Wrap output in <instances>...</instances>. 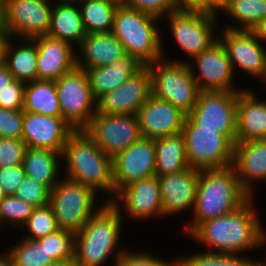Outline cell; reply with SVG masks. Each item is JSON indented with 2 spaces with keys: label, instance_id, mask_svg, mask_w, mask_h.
<instances>
[{
  "label": "cell",
  "instance_id": "6da1fadb",
  "mask_svg": "<svg viewBox=\"0 0 266 266\" xmlns=\"http://www.w3.org/2000/svg\"><path fill=\"white\" fill-rule=\"evenodd\" d=\"M255 199L250 198L232 213L201 223L189 237L216 253L246 254L260 249L266 245V229Z\"/></svg>",
  "mask_w": 266,
  "mask_h": 266
},
{
  "label": "cell",
  "instance_id": "7a4b0ae2",
  "mask_svg": "<svg viewBox=\"0 0 266 266\" xmlns=\"http://www.w3.org/2000/svg\"><path fill=\"white\" fill-rule=\"evenodd\" d=\"M63 177L103 195L104 202L115 198L112 158L106 155L84 130H74L62 152ZM105 198V199H104Z\"/></svg>",
  "mask_w": 266,
  "mask_h": 266
},
{
  "label": "cell",
  "instance_id": "3957f363",
  "mask_svg": "<svg viewBox=\"0 0 266 266\" xmlns=\"http://www.w3.org/2000/svg\"><path fill=\"white\" fill-rule=\"evenodd\" d=\"M250 198L232 166L200 170L194 209L184 233L188 237L201 223L234 212Z\"/></svg>",
  "mask_w": 266,
  "mask_h": 266
},
{
  "label": "cell",
  "instance_id": "277c9868",
  "mask_svg": "<svg viewBox=\"0 0 266 266\" xmlns=\"http://www.w3.org/2000/svg\"><path fill=\"white\" fill-rule=\"evenodd\" d=\"M123 218L110 202H104L75 234V266H104L113 256L115 266L127 249L120 246Z\"/></svg>",
  "mask_w": 266,
  "mask_h": 266
},
{
  "label": "cell",
  "instance_id": "5b68a950",
  "mask_svg": "<svg viewBox=\"0 0 266 266\" xmlns=\"http://www.w3.org/2000/svg\"><path fill=\"white\" fill-rule=\"evenodd\" d=\"M161 20L121 4L115 12L112 33L122 43L126 54L148 66L168 55L163 47Z\"/></svg>",
  "mask_w": 266,
  "mask_h": 266
},
{
  "label": "cell",
  "instance_id": "8992f818",
  "mask_svg": "<svg viewBox=\"0 0 266 266\" xmlns=\"http://www.w3.org/2000/svg\"><path fill=\"white\" fill-rule=\"evenodd\" d=\"M171 40L175 41L182 53L186 54L187 60L164 59L175 62H189L195 56L207 50L217 40L219 35V18L201 11H174L165 16ZM218 24V25H217ZM170 28V29H169ZM218 31V32H217ZM218 33V34H216Z\"/></svg>",
  "mask_w": 266,
  "mask_h": 266
},
{
  "label": "cell",
  "instance_id": "52a82bcc",
  "mask_svg": "<svg viewBox=\"0 0 266 266\" xmlns=\"http://www.w3.org/2000/svg\"><path fill=\"white\" fill-rule=\"evenodd\" d=\"M97 197L91 188L62 177L50 191L49 199L58 228L78 233L103 205V201L97 203Z\"/></svg>",
  "mask_w": 266,
  "mask_h": 266
},
{
  "label": "cell",
  "instance_id": "ba28073f",
  "mask_svg": "<svg viewBox=\"0 0 266 266\" xmlns=\"http://www.w3.org/2000/svg\"><path fill=\"white\" fill-rule=\"evenodd\" d=\"M147 67L151 75L152 94L169 101L188 115L201 92L188 63L162 58Z\"/></svg>",
  "mask_w": 266,
  "mask_h": 266
},
{
  "label": "cell",
  "instance_id": "9c48e42d",
  "mask_svg": "<svg viewBox=\"0 0 266 266\" xmlns=\"http://www.w3.org/2000/svg\"><path fill=\"white\" fill-rule=\"evenodd\" d=\"M181 133L189 168L212 170L232 166L234 144L217 130L202 129L186 117Z\"/></svg>",
  "mask_w": 266,
  "mask_h": 266
},
{
  "label": "cell",
  "instance_id": "30bf717a",
  "mask_svg": "<svg viewBox=\"0 0 266 266\" xmlns=\"http://www.w3.org/2000/svg\"><path fill=\"white\" fill-rule=\"evenodd\" d=\"M62 118L74 129L84 130L97 112L87 73L77 66L55 81Z\"/></svg>",
  "mask_w": 266,
  "mask_h": 266
},
{
  "label": "cell",
  "instance_id": "8fae6325",
  "mask_svg": "<svg viewBox=\"0 0 266 266\" xmlns=\"http://www.w3.org/2000/svg\"><path fill=\"white\" fill-rule=\"evenodd\" d=\"M238 92L201 91L187 117L198 127L217 130L236 143Z\"/></svg>",
  "mask_w": 266,
  "mask_h": 266
},
{
  "label": "cell",
  "instance_id": "7c38bea8",
  "mask_svg": "<svg viewBox=\"0 0 266 266\" xmlns=\"http://www.w3.org/2000/svg\"><path fill=\"white\" fill-rule=\"evenodd\" d=\"M53 6L47 0H2L3 26L11 38L48 35Z\"/></svg>",
  "mask_w": 266,
  "mask_h": 266
},
{
  "label": "cell",
  "instance_id": "4fadbf2b",
  "mask_svg": "<svg viewBox=\"0 0 266 266\" xmlns=\"http://www.w3.org/2000/svg\"><path fill=\"white\" fill-rule=\"evenodd\" d=\"M84 131L111 158L142 138L137 115L96 112Z\"/></svg>",
  "mask_w": 266,
  "mask_h": 266
},
{
  "label": "cell",
  "instance_id": "5bb4252c",
  "mask_svg": "<svg viewBox=\"0 0 266 266\" xmlns=\"http://www.w3.org/2000/svg\"><path fill=\"white\" fill-rule=\"evenodd\" d=\"M188 65L200 91L239 92L244 89L239 88L237 83L234 85L231 61L219 39L189 61Z\"/></svg>",
  "mask_w": 266,
  "mask_h": 266
},
{
  "label": "cell",
  "instance_id": "9a60e30c",
  "mask_svg": "<svg viewBox=\"0 0 266 266\" xmlns=\"http://www.w3.org/2000/svg\"><path fill=\"white\" fill-rule=\"evenodd\" d=\"M221 29L218 39L226 49L234 74L236 75V71L240 69L264 85L266 83V44L261 43L250 30Z\"/></svg>",
  "mask_w": 266,
  "mask_h": 266
},
{
  "label": "cell",
  "instance_id": "2e32d148",
  "mask_svg": "<svg viewBox=\"0 0 266 266\" xmlns=\"http://www.w3.org/2000/svg\"><path fill=\"white\" fill-rule=\"evenodd\" d=\"M110 203L119 211L122 217L128 216L131 220L142 221L150 218H164L160 184L157 176L132 182L120 189Z\"/></svg>",
  "mask_w": 266,
  "mask_h": 266
},
{
  "label": "cell",
  "instance_id": "e0dca14e",
  "mask_svg": "<svg viewBox=\"0 0 266 266\" xmlns=\"http://www.w3.org/2000/svg\"><path fill=\"white\" fill-rule=\"evenodd\" d=\"M155 155V140L141 138L112 158L115 195L132 182L155 176Z\"/></svg>",
  "mask_w": 266,
  "mask_h": 266
},
{
  "label": "cell",
  "instance_id": "ac0fdd59",
  "mask_svg": "<svg viewBox=\"0 0 266 266\" xmlns=\"http://www.w3.org/2000/svg\"><path fill=\"white\" fill-rule=\"evenodd\" d=\"M151 94L150 71L143 66L115 90L101 96L96 101L97 112L105 115H137Z\"/></svg>",
  "mask_w": 266,
  "mask_h": 266
},
{
  "label": "cell",
  "instance_id": "d6986e66",
  "mask_svg": "<svg viewBox=\"0 0 266 266\" xmlns=\"http://www.w3.org/2000/svg\"><path fill=\"white\" fill-rule=\"evenodd\" d=\"M137 117L142 138L155 140L181 133L187 115L169 101L151 94Z\"/></svg>",
  "mask_w": 266,
  "mask_h": 266
},
{
  "label": "cell",
  "instance_id": "ffe728a7",
  "mask_svg": "<svg viewBox=\"0 0 266 266\" xmlns=\"http://www.w3.org/2000/svg\"><path fill=\"white\" fill-rule=\"evenodd\" d=\"M74 129L62 118L23 111L22 140L28 148L50 149L62 154Z\"/></svg>",
  "mask_w": 266,
  "mask_h": 266
},
{
  "label": "cell",
  "instance_id": "44dd1931",
  "mask_svg": "<svg viewBox=\"0 0 266 266\" xmlns=\"http://www.w3.org/2000/svg\"><path fill=\"white\" fill-rule=\"evenodd\" d=\"M200 170L188 168L176 174L159 176L164 218L194 209ZM166 216V217H165Z\"/></svg>",
  "mask_w": 266,
  "mask_h": 266
},
{
  "label": "cell",
  "instance_id": "7402d4cb",
  "mask_svg": "<svg viewBox=\"0 0 266 266\" xmlns=\"http://www.w3.org/2000/svg\"><path fill=\"white\" fill-rule=\"evenodd\" d=\"M32 40L38 54L37 80L56 81L77 66V50L71 44L48 35Z\"/></svg>",
  "mask_w": 266,
  "mask_h": 266
},
{
  "label": "cell",
  "instance_id": "603a6c76",
  "mask_svg": "<svg viewBox=\"0 0 266 266\" xmlns=\"http://www.w3.org/2000/svg\"><path fill=\"white\" fill-rule=\"evenodd\" d=\"M232 167L244 191L256 197L254 182H266V139L236 142Z\"/></svg>",
  "mask_w": 266,
  "mask_h": 266
},
{
  "label": "cell",
  "instance_id": "cb8c5ba5",
  "mask_svg": "<svg viewBox=\"0 0 266 266\" xmlns=\"http://www.w3.org/2000/svg\"><path fill=\"white\" fill-rule=\"evenodd\" d=\"M250 88L238 92L236 142L266 139V100Z\"/></svg>",
  "mask_w": 266,
  "mask_h": 266
},
{
  "label": "cell",
  "instance_id": "d4e9b609",
  "mask_svg": "<svg viewBox=\"0 0 266 266\" xmlns=\"http://www.w3.org/2000/svg\"><path fill=\"white\" fill-rule=\"evenodd\" d=\"M76 50L77 67L84 70L111 65L127 55L112 32L87 34Z\"/></svg>",
  "mask_w": 266,
  "mask_h": 266
},
{
  "label": "cell",
  "instance_id": "484cf974",
  "mask_svg": "<svg viewBox=\"0 0 266 266\" xmlns=\"http://www.w3.org/2000/svg\"><path fill=\"white\" fill-rule=\"evenodd\" d=\"M142 67L141 63L127 54L111 65L85 69L94 99L97 101L104 94L115 90Z\"/></svg>",
  "mask_w": 266,
  "mask_h": 266
},
{
  "label": "cell",
  "instance_id": "4316f807",
  "mask_svg": "<svg viewBox=\"0 0 266 266\" xmlns=\"http://www.w3.org/2000/svg\"><path fill=\"white\" fill-rule=\"evenodd\" d=\"M60 161L62 155L53 150L27 148L22 166L26 176L45 185L51 191L63 177Z\"/></svg>",
  "mask_w": 266,
  "mask_h": 266
},
{
  "label": "cell",
  "instance_id": "83f0119b",
  "mask_svg": "<svg viewBox=\"0 0 266 266\" xmlns=\"http://www.w3.org/2000/svg\"><path fill=\"white\" fill-rule=\"evenodd\" d=\"M86 35L79 5L54 3L48 36L65 41L77 49Z\"/></svg>",
  "mask_w": 266,
  "mask_h": 266
},
{
  "label": "cell",
  "instance_id": "f1b7e54d",
  "mask_svg": "<svg viewBox=\"0 0 266 266\" xmlns=\"http://www.w3.org/2000/svg\"><path fill=\"white\" fill-rule=\"evenodd\" d=\"M37 59V47L32 39L9 40L5 51V65L14 79L24 83L37 80Z\"/></svg>",
  "mask_w": 266,
  "mask_h": 266
},
{
  "label": "cell",
  "instance_id": "f546056e",
  "mask_svg": "<svg viewBox=\"0 0 266 266\" xmlns=\"http://www.w3.org/2000/svg\"><path fill=\"white\" fill-rule=\"evenodd\" d=\"M155 176L179 173L189 168L182 133L155 139Z\"/></svg>",
  "mask_w": 266,
  "mask_h": 266
},
{
  "label": "cell",
  "instance_id": "4dcf8cb0",
  "mask_svg": "<svg viewBox=\"0 0 266 266\" xmlns=\"http://www.w3.org/2000/svg\"><path fill=\"white\" fill-rule=\"evenodd\" d=\"M23 111L62 117L55 81L35 80L26 83Z\"/></svg>",
  "mask_w": 266,
  "mask_h": 266
},
{
  "label": "cell",
  "instance_id": "1f68e13d",
  "mask_svg": "<svg viewBox=\"0 0 266 266\" xmlns=\"http://www.w3.org/2000/svg\"><path fill=\"white\" fill-rule=\"evenodd\" d=\"M121 4L107 0H82L79 9L87 34L112 32L116 9Z\"/></svg>",
  "mask_w": 266,
  "mask_h": 266
},
{
  "label": "cell",
  "instance_id": "d6a6232c",
  "mask_svg": "<svg viewBox=\"0 0 266 266\" xmlns=\"http://www.w3.org/2000/svg\"><path fill=\"white\" fill-rule=\"evenodd\" d=\"M234 25L224 24L221 28L229 30H250L266 17V0H231L223 11ZM238 24V25H237ZM226 25V26H225Z\"/></svg>",
  "mask_w": 266,
  "mask_h": 266
},
{
  "label": "cell",
  "instance_id": "836d02e7",
  "mask_svg": "<svg viewBox=\"0 0 266 266\" xmlns=\"http://www.w3.org/2000/svg\"><path fill=\"white\" fill-rule=\"evenodd\" d=\"M205 250L177 257L178 266H266V260L246 258L245 254L216 253L206 247Z\"/></svg>",
  "mask_w": 266,
  "mask_h": 266
},
{
  "label": "cell",
  "instance_id": "e575fe53",
  "mask_svg": "<svg viewBox=\"0 0 266 266\" xmlns=\"http://www.w3.org/2000/svg\"><path fill=\"white\" fill-rule=\"evenodd\" d=\"M16 245L6 250L10 256L13 266H47L54 262L51 256H48L44 246H41L36 240L23 238Z\"/></svg>",
  "mask_w": 266,
  "mask_h": 266
},
{
  "label": "cell",
  "instance_id": "d590c367",
  "mask_svg": "<svg viewBox=\"0 0 266 266\" xmlns=\"http://www.w3.org/2000/svg\"><path fill=\"white\" fill-rule=\"evenodd\" d=\"M36 241L44 246L48 256H51L54 261H74L75 234L73 232L59 229Z\"/></svg>",
  "mask_w": 266,
  "mask_h": 266
},
{
  "label": "cell",
  "instance_id": "8d00e7d4",
  "mask_svg": "<svg viewBox=\"0 0 266 266\" xmlns=\"http://www.w3.org/2000/svg\"><path fill=\"white\" fill-rule=\"evenodd\" d=\"M35 208L15 195H6L0 201V228L3 229L10 224V227L21 229Z\"/></svg>",
  "mask_w": 266,
  "mask_h": 266
},
{
  "label": "cell",
  "instance_id": "74e56055",
  "mask_svg": "<svg viewBox=\"0 0 266 266\" xmlns=\"http://www.w3.org/2000/svg\"><path fill=\"white\" fill-rule=\"evenodd\" d=\"M23 229H25V234L27 233V235H23V238L30 240L40 239L59 230L52 207L49 204L36 207L33 214L21 227V230Z\"/></svg>",
  "mask_w": 266,
  "mask_h": 266
},
{
  "label": "cell",
  "instance_id": "f35d334b",
  "mask_svg": "<svg viewBox=\"0 0 266 266\" xmlns=\"http://www.w3.org/2000/svg\"><path fill=\"white\" fill-rule=\"evenodd\" d=\"M166 259L159 258L146 250L133 251L128 247L118 258L115 266H178V258L170 259V261Z\"/></svg>",
  "mask_w": 266,
  "mask_h": 266
},
{
  "label": "cell",
  "instance_id": "ab89813d",
  "mask_svg": "<svg viewBox=\"0 0 266 266\" xmlns=\"http://www.w3.org/2000/svg\"><path fill=\"white\" fill-rule=\"evenodd\" d=\"M14 195L35 207H43L49 204L50 190L25 176Z\"/></svg>",
  "mask_w": 266,
  "mask_h": 266
},
{
  "label": "cell",
  "instance_id": "60d3db41",
  "mask_svg": "<svg viewBox=\"0 0 266 266\" xmlns=\"http://www.w3.org/2000/svg\"><path fill=\"white\" fill-rule=\"evenodd\" d=\"M27 148L22 139L0 138V168L21 165Z\"/></svg>",
  "mask_w": 266,
  "mask_h": 266
},
{
  "label": "cell",
  "instance_id": "b9f144b4",
  "mask_svg": "<svg viewBox=\"0 0 266 266\" xmlns=\"http://www.w3.org/2000/svg\"><path fill=\"white\" fill-rule=\"evenodd\" d=\"M122 5L163 20L169 13L176 11L173 0H123Z\"/></svg>",
  "mask_w": 266,
  "mask_h": 266
},
{
  "label": "cell",
  "instance_id": "7bdbcfd3",
  "mask_svg": "<svg viewBox=\"0 0 266 266\" xmlns=\"http://www.w3.org/2000/svg\"><path fill=\"white\" fill-rule=\"evenodd\" d=\"M23 132V110L0 108V138L21 139Z\"/></svg>",
  "mask_w": 266,
  "mask_h": 266
},
{
  "label": "cell",
  "instance_id": "ee69618b",
  "mask_svg": "<svg viewBox=\"0 0 266 266\" xmlns=\"http://www.w3.org/2000/svg\"><path fill=\"white\" fill-rule=\"evenodd\" d=\"M26 83L12 80L0 91V108L7 110H23L24 91Z\"/></svg>",
  "mask_w": 266,
  "mask_h": 266
},
{
  "label": "cell",
  "instance_id": "f6af8a7d",
  "mask_svg": "<svg viewBox=\"0 0 266 266\" xmlns=\"http://www.w3.org/2000/svg\"><path fill=\"white\" fill-rule=\"evenodd\" d=\"M22 164L13 167L0 168V185L6 195H14L25 178Z\"/></svg>",
  "mask_w": 266,
  "mask_h": 266
},
{
  "label": "cell",
  "instance_id": "bcb514c9",
  "mask_svg": "<svg viewBox=\"0 0 266 266\" xmlns=\"http://www.w3.org/2000/svg\"><path fill=\"white\" fill-rule=\"evenodd\" d=\"M176 11L205 12L206 0H173Z\"/></svg>",
  "mask_w": 266,
  "mask_h": 266
},
{
  "label": "cell",
  "instance_id": "7dc6e473",
  "mask_svg": "<svg viewBox=\"0 0 266 266\" xmlns=\"http://www.w3.org/2000/svg\"><path fill=\"white\" fill-rule=\"evenodd\" d=\"M230 2L231 0H206L205 13L219 17L218 15L223 14Z\"/></svg>",
  "mask_w": 266,
  "mask_h": 266
},
{
  "label": "cell",
  "instance_id": "c3c4849f",
  "mask_svg": "<svg viewBox=\"0 0 266 266\" xmlns=\"http://www.w3.org/2000/svg\"><path fill=\"white\" fill-rule=\"evenodd\" d=\"M250 31L263 44L266 43V17L260 20Z\"/></svg>",
  "mask_w": 266,
  "mask_h": 266
},
{
  "label": "cell",
  "instance_id": "681fc988",
  "mask_svg": "<svg viewBox=\"0 0 266 266\" xmlns=\"http://www.w3.org/2000/svg\"><path fill=\"white\" fill-rule=\"evenodd\" d=\"M10 39L11 36L5 28H0V65L5 64V51Z\"/></svg>",
  "mask_w": 266,
  "mask_h": 266
},
{
  "label": "cell",
  "instance_id": "f907efd6",
  "mask_svg": "<svg viewBox=\"0 0 266 266\" xmlns=\"http://www.w3.org/2000/svg\"><path fill=\"white\" fill-rule=\"evenodd\" d=\"M12 80H14V78L12 73L8 70V67L5 64L0 65V91H2Z\"/></svg>",
  "mask_w": 266,
  "mask_h": 266
},
{
  "label": "cell",
  "instance_id": "816d5d0a",
  "mask_svg": "<svg viewBox=\"0 0 266 266\" xmlns=\"http://www.w3.org/2000/svg\"><path fill=\"white\" fill-rule=\"evenodd\" d=\"M0 266H13L11 256L6 250L0 253Z\"/></svg>",
  "mask_w": 266,
  "mask_h": 266
},
{
  "label": "cell",
  "instance_id": "f5cc1de1",
  "mask_svg": "<svg viewBox=\"0 0 266 266\" xmlns=\"http://www.w3.org/2000/svg\"><path fill=\"white\" fill-rule=\"evenodd\" d=\"M47 266H75L74 261H54Z\"/></svg>",
  "mask_w": 266,
  "mask_h": 266
},
{
  "label": "cell",
  "instance_id": "db71d44e",
  "mask_svg": "<svg viewBox=\"0 0 266 266\" xmlns=\"http://www.w3.org/2000/svg\"><path fill=\"white\" fill-rule=\"evenodd\" d=\"M55 1V0H54ZM82 0H56V4H77L79 5Z\"/></svg>",
  "mask_w": 266,
  "mask_h": 266
},
{
  "label": "cell",
  "instance_id": "11a10c76",
  "mask_svg": "<svg viewBox=\"0 0 266 266\" xmlns=\"http://www.w3.org/2000/svg\"><path fill=\"white\" fill-rule=\"evenodd\" d=\"M0 28H4V26H3L2 0H0Z\"/></svg>",
  "mask_w": 266,
  "mask_h": 266
},
{
  "label": "cell",
  "instance_id": "9f6ffc18",
  "mask_svg": "<svg viewBox=\"0 0 266 266\" xmlns=\"http://www.w3.org/2000/svg\"><path fill=\"white\" fill-rule=\"evenodd\" d=\"M6 196L2 186L0 185V201Z\"/></svg>",
  "mask_w": 266,
  "mask_h": 266
},
{
  "label": "cell",
  "instance_id": "6f0895ef",
  "mask_svg": "<svg viewBox=\"0 0 266 266\" xmlns=\"http://www.w3.org/2000/svg\"><path fill=\"white\" fill-rule=\"evenodd\" d=\"M113 3L122 4L123 0H107Z\"/></svg>",
  "mask_w": 266,
  "mask_h": 266
}]
</instances>
